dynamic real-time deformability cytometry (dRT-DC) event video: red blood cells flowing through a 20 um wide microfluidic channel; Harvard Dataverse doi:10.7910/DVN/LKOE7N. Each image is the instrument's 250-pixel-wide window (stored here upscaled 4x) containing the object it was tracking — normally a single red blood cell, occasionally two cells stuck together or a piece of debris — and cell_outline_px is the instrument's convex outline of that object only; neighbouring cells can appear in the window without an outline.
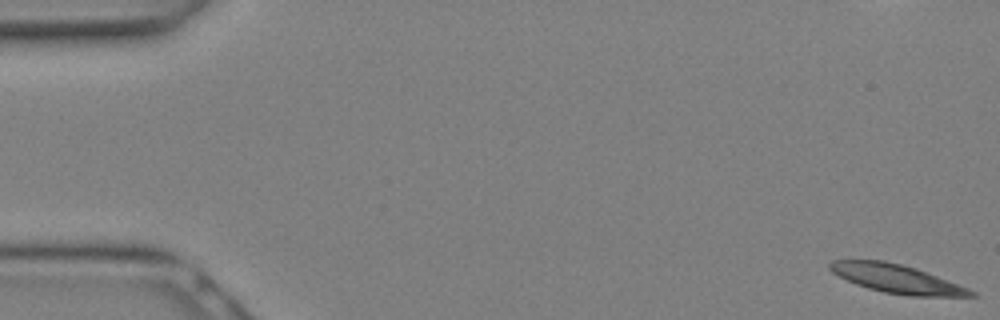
{"species": "Egyptian fruit bat (a non-hibernating species)", "species_latin": "Rousettus aegyptiacus", "temperature_condition": "warm", "stored_images_in_passage": 8, "camera_frame_rate_fps": 3000, "um_per_image_px": 0.085, "animal": {"sex": "female"}, "frame": {"image": 1, "passage_image": 1, "time_ms": 0.0, "image_size_px": [1000, 320], "cell_outline_px": [[976, 296], [908, 296], [884, 292], [868, 288], [856, 284], [832, 272], [828, 268], [828, 264], [832, 260], [884, 260], [916, 268], [968, 288], [976, 292]], "centroid_in_image_um": [76.21, 23.69], "position_along_channel_um": 8.8, "area_um2": 23.24}}